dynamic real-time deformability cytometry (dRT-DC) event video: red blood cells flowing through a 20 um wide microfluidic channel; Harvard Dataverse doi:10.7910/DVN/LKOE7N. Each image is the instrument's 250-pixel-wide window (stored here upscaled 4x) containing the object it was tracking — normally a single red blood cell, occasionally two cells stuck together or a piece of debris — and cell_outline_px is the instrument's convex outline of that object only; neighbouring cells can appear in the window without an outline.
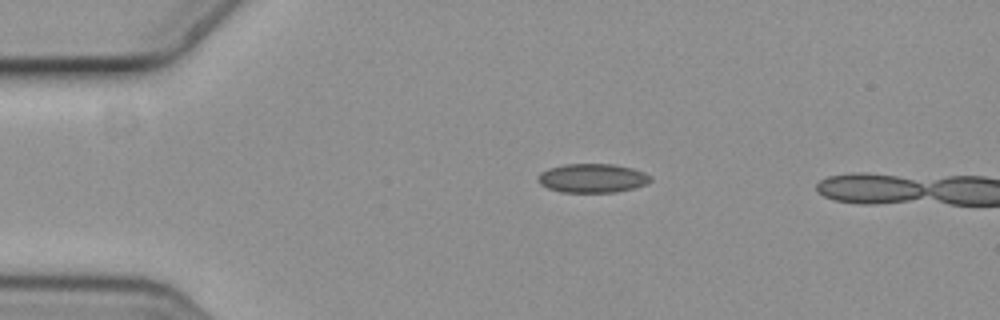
{"species": "common noctule bat (a hibernating species)", "species_latin": "Nyctalus noctula", "temperature_condition": "cold", "stored_images_in_passage": 2, "camera_frame_rate_fps": 3000, "um_per_image_px": 0.085, "animal": {"sex": "female", "body_mass_g": 19.3, "forearm_length_mm": 54.1}, "frame": {"image": 1, "passage_image": 1, "time_ms": 0.0, "image_size_px": [1000, 320], "cell_outline_px": [[652, 180], [644, 184], [632, 188], [616, 192], [560, 192], [548, 188], [540, 184], [540, 172], [548, 168], [564, 164], [616, 164], [632, 168], [644, 172], [652, 176]], "centroid_in_image_um": [50.37, 15.13], "position_along_channel_um": 34.6, "area_um2": 18.9}}